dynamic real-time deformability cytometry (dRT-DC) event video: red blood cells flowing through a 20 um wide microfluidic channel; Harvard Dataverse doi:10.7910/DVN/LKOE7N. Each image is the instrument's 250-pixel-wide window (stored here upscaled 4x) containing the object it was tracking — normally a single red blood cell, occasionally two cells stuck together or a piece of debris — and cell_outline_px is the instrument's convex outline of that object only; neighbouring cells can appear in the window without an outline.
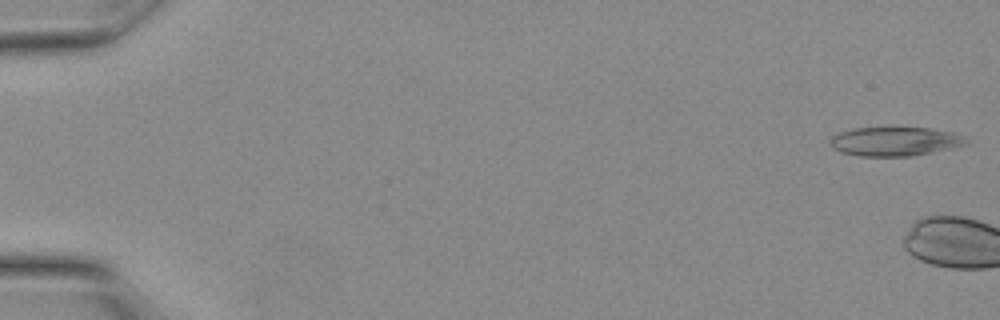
{"species": "Egyptian fruit bat (a non-hibernating species)", "species_latin": "Rousettus aegyptiacus", "temperature_condition": "warm", "stored_images_in_passage": 3, "camera_frame_rate_fps": 3000, "um_per_image_px": 0.085, "animal": {"sex": "female"}, "frame": {"image": 1, "passage_image": 1, "time_ms": 0.0, "image_size_px": [1000, 320], "cell_outline_px": [[972, 140], [968, 144], [932, 152], [912, 156], [860, 156], [840, 152], [832, 148], [828, 140], [832, 136], [840, 132], [852, 128], [928, 128], [952, 132], [964, 136]], "centroid_in_image_um": [76.07, 12.02], "position_along_channel_um": 8.9, "area_um2": 23.12}}